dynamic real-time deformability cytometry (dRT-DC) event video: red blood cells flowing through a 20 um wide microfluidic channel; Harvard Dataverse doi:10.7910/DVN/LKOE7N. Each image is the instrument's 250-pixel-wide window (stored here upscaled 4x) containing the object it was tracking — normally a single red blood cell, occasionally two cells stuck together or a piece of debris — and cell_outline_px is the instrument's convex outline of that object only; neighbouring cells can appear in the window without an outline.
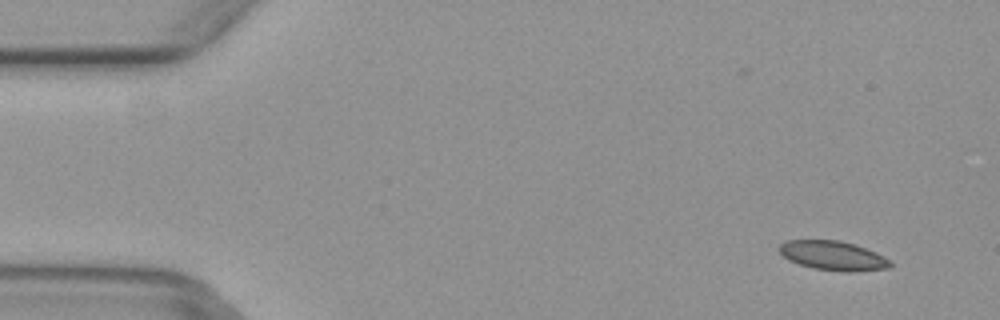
{"species": "common noctule bat (a hibernating species)", "species_latin": "Nyctalus noctula", "temperature_condition": "warm", "stored_images_in_passage": 5, "camera_frame_rate_fps": 3000, "um_per_image_px": 0.085, "animal": {"sex": "female", "body_mass_g": 29.2, "forearm_length_mm": 56.3}, "frame": {"image": 1, "passage_image": 2, "time_ms": 0.333, "image_size_px": [1000, 320], "cell_outline_px": [[892, 268], [856, 272], [840, 272], [812, 268], [788, 260], [776, 248], [784, 240], [840, 240], [856, 244], [876, 252], [892, 260]], "centroid_in_image_um": [70.84, 21.74], "position_along_channel_um": 14.2, "area_um2": 19.48}}